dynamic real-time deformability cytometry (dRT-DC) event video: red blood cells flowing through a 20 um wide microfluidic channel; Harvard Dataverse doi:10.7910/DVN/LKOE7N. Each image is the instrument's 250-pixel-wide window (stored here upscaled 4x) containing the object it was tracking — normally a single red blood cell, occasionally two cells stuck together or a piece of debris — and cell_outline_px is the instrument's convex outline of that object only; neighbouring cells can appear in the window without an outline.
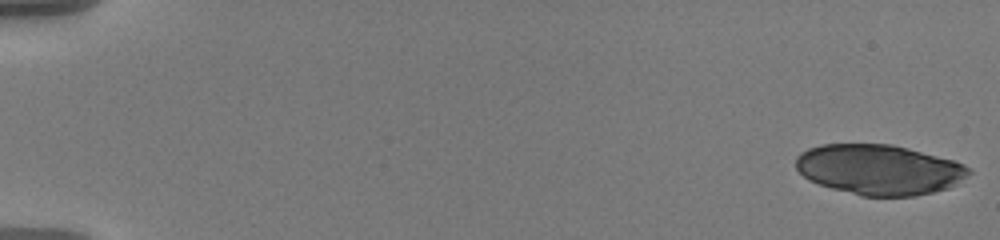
{"species": "human", "species_latin": "Homo sapiens", "temperature_condition": "warm", "stored_images_in_passage": 39, "camera_frame_rate_fps": 3000, "um_per_image_px": 0.085, "donor": {"sex": "male"}, "frame": {"image": 1, "passage_image": 1, "time_ms": 0.0, "image_size_px": [1000, 240], "cell_outline_px": [[972, 172], [948, 188], [916, 196], [860, 196], [832, 188], [808, 180], [796, 168], [796, 156], [800, 152], [808, 148], [820, 144], [892, 144], [908, 148], [952, 160], [964, 164]], "centroid_in_image_um": [74.69, 14.41], "position_along_channel_um": 10.3, "area_um2": 50.46}}
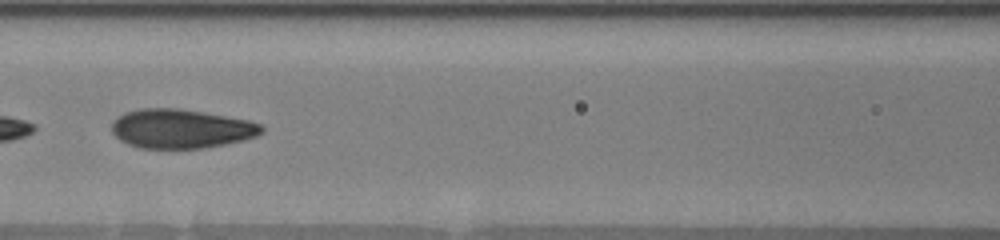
{"frame": {"image": 2, "passage_image": 28, "time_ms": 9.0, "image_size_px": [1000, 240], "cell_outline_px": [[264, 132], [256, 136], [244, 140], [204, 148], [140, 148], [128, 144], [120, 140], [112, 132], [112, 120], [124, 112], [140, 108], [176, 108], [204, 112], [248, 120], [260, 124], [264, 128]], "centroid_in_image_um": [15.37, 10.93], "position_along_channel_um": 151.2, "area_um2": 34.28}}
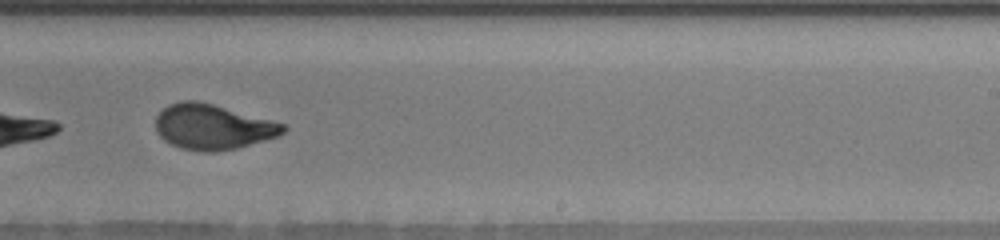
{"frame": {"image": 3, "passage_image": 38, "time_ms": 12.333, "image_size_px": [1000, 240], "cell_outline_px": [[288, 128], [280, 136], [236, 148], [216, 152], [204, 152], [180, 148], [164, 140], [156, 132], [156, 116], [168, 104], [180, 100], [196, 100], [212, 104], [272, 120], [284, 124]], "centroid_in_image_um": [18.08, 10.79], "position_along_channel_um": 270.9, "area_um2": 33.64}}